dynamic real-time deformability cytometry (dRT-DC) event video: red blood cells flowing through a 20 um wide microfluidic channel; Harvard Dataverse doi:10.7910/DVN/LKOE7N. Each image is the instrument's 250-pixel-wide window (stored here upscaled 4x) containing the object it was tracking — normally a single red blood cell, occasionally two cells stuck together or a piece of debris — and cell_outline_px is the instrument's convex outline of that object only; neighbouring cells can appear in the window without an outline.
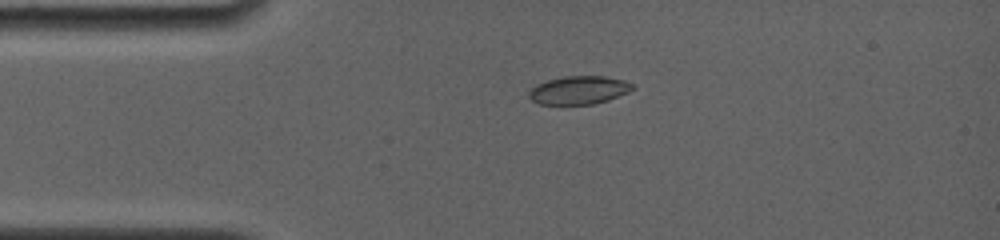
{"species": "common noctule bat (a hibernating species)", "species_latin": "Nyctalus noctula", "temperature_condition": "room temperature", "stored_images_in_passage": 11, "camera_frame_rate_fps": 4000, "um_per_image_px": 0.085, "animal": {"sex": "female", "body_mass_g": 19.0, "forearm_length_mm": 56.7}, "frame": {"image": 1, "passage_image": 1, "time_ms": 0.0, "image_size_px": [1000, 240], "cell_outline_px": [[636, 88], [628, 92], [608, 100], [592, 104], [540, 104], [532, 100], [528, 96], [528, 92], [536, 84], [548, 80], [564, 76], [604, 76], [624, 80], [632, 84]], "centroid_in_image_um": [49.2, 7.65], "position_along_channel_um": 35.8, "area_um2": 16.99}}
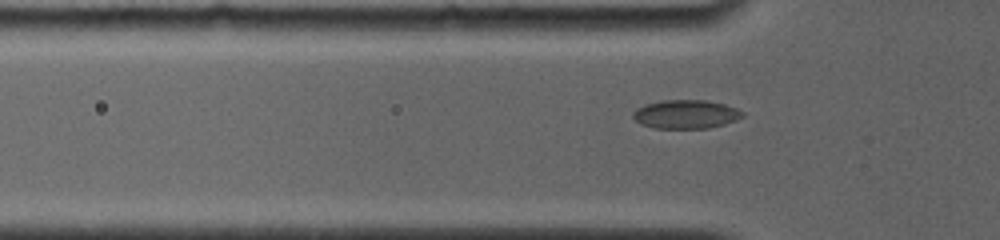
{"frame": {"image": 2, "passage_image": 7, "time_ms": 1.5, "image_size_px": [1000, 240], "cell_outline_px": [[744, 116], [736, 120], [724, 124], [708, 128], [652, 128], [640, 124], [632, 116], [632, 112], [636, 108], [644, 104], [664, 100], [704, 100], [724, 104], [736, 108], [744, 112]], "centroid_in_image_um": [58.27, 9.71], "position_along_channel_um": 67.5, "area_um2": 18.38}}